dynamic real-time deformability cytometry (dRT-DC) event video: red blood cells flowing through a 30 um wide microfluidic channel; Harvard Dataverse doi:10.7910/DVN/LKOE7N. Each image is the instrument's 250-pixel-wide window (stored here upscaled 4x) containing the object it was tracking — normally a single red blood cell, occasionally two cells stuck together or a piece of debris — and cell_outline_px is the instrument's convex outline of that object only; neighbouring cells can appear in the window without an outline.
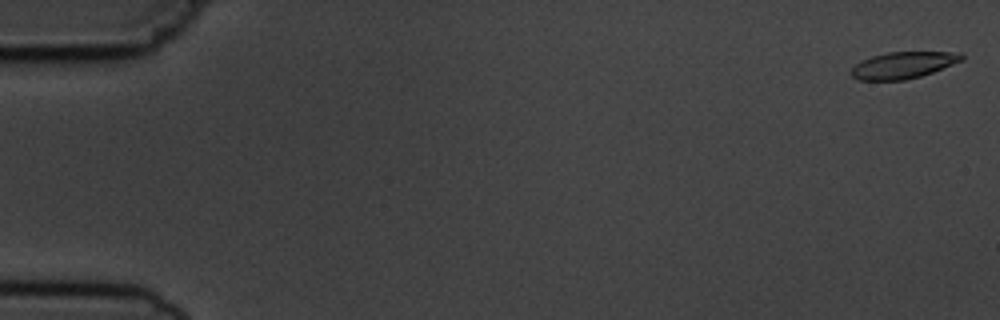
{"species": "common noctule bat (a hibernating species)", "species_latin": "Nyctalus noctula", "temperature_condition": "cold", "stored_images_in_passage": 2, "segment_of_instrument_passage": [2, 2], "camera_frame_rate_fps": 3000, "um_per_image_px": 0.085, "animal": {"sex": "male", "body_mass_g": 19.5, "forearm_length_mm": 54.6}, "frame": {"image": 1, "passage_image": 2, "time_ms": 1.333, "image_size_px": [1000, 320], "cell_outline_px": [[964, 60], [932, 72], [920, 76], [904, 80], [856, 80], [848, 72], [860, 60], [872, 56], [888, 52], [960, 52], [964, 56]], "centroid_in_image_um": [76.74, 5.54], "position_along_channel_um": 8.3, "area_um2": 17.22}}